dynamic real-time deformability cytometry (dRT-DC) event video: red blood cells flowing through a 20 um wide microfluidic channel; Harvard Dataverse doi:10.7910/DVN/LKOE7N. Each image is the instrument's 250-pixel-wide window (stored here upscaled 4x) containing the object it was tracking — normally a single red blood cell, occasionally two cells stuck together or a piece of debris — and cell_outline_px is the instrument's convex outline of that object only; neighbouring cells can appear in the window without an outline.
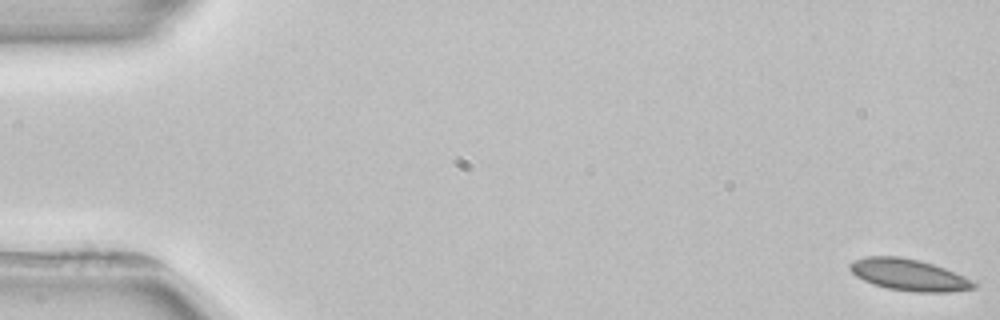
{"species": "common noctule bat (a hibernating species)", "species_latin": "Nyctalus noctula", "temperature_condition": "room temperature", "stored_images_in_passage": 5, "camera_frame_rate_fps": 3000, "um_per_image_px": 0.085, "animal": {"sex": "female", "body_mass_g": 22.7, "forearm_length_mm": 54.2}, "frame": {"image": 1, "passage_image": 5, "time_ms": 6.0, "image_size_px": [1000, 320], "cell_outline_px": [[976, 288], [948, 292], [916, 292], [888, 288], [872, 284], [856, 276], [848, 268], [848, 264], [852, 260], [864, 256], [900, 256], [920, 260], [944, 268], [964, 276], [972, 280], [976, 284]], "centroid_in_image_um": [77.21, 23.35], "position_along_channel_um": 7.8, "area_um2": 22.89}}